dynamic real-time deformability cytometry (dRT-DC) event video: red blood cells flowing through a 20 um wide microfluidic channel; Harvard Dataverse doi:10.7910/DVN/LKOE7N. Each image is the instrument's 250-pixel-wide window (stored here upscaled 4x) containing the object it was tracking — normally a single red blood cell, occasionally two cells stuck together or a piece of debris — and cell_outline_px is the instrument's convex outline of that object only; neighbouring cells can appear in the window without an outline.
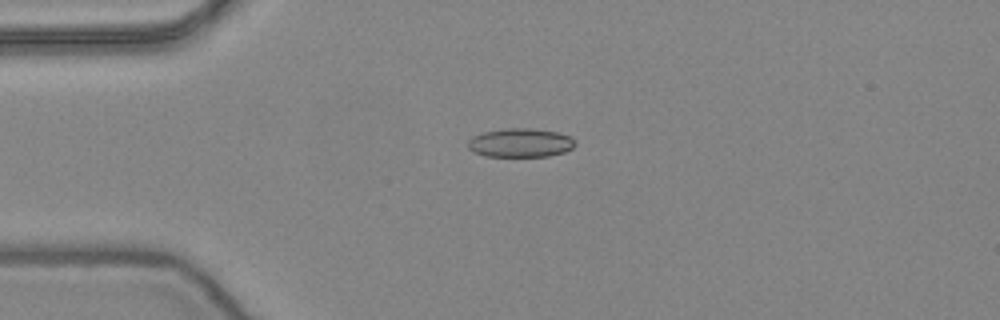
{"species": "common noctule bat (a hibernating species)", "species_latin": "Nyctalus noctula", "temperature_condition": "warm", "stored_images_in_passage": 53, "camera_frame_rate_fps": 3000, "um_per_image_px": 0.085, "animal": {"sex": "female", "body_mass_g": 24.6, "forearm_length_mm": 56.2}, "frame": {"image": 1, "passage_image": 13, "time_ms": 4.0, "image_size_px": [1000, 320], "cell_outline_px": [[576, 144], [572, 148], [564, 152], [548, 156], [484, 156], [468, 148], [468, 140], [472, 136], [484, 132], [504, 128], [528, 128], [556, 132], [572, 136], [576, 140]], "centroid_in_image_um": [44.25, 12.13], "position_along_channel_um": 40.7, "area_um2": 18.03}}
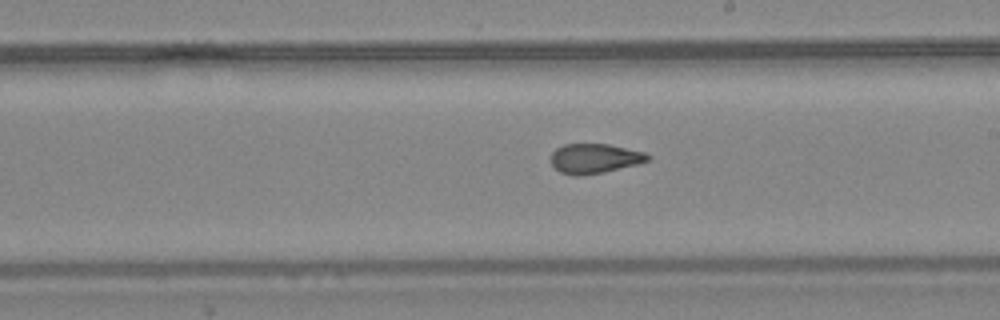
{"frame": {"image": 2, "passage_image": 30, "time_ms": 9.667, "image_size_px": [1000, 320], "cell_outline_px": [[652, 156], [648, 160], [640, 164], [604, 172], [580, 176], [572, 176], [560, 172], [552, 164], [552, 152], [556, 148], [564, 144], [608, 144], [644, 152]], "centroid_in_image_um": [50.56, 13.48], "position_along_channel_um": 238.4, "area_um2": 16.82}}
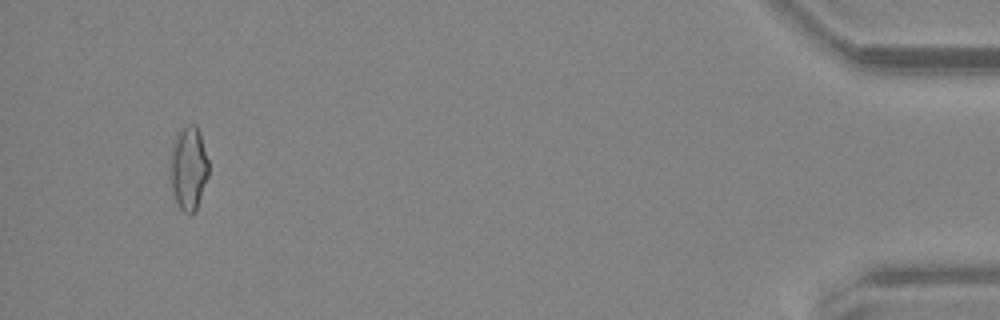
{"frame": {"image": 3, "passage_image": 50, "time_ms": 16.333, "image_size_px": [1000, 320], "cell_outline_px": [[208, 176], [196, 212], [188, 216], [180, 208], [172, 192], [168, 180], [168, 164], [176, 132], [188, 124], [196, 124], [200, 132], [208, 160]], "centroid_in_image_um": [15.99, 14.31], "position_along_channel_um": 419.2, "area_um2": 19.42}, "authors_computed_cell_mechanics": {"area_um2": 17.5134, "velocity_mm_per_s": 3.9119, "shape_relaxation_time_tau1_ms": null, "shape_relaxation_time_tau2_ms": 1.6392, "deformation_change_tau1": null, "deformation_change_tau2": 0.0797}}